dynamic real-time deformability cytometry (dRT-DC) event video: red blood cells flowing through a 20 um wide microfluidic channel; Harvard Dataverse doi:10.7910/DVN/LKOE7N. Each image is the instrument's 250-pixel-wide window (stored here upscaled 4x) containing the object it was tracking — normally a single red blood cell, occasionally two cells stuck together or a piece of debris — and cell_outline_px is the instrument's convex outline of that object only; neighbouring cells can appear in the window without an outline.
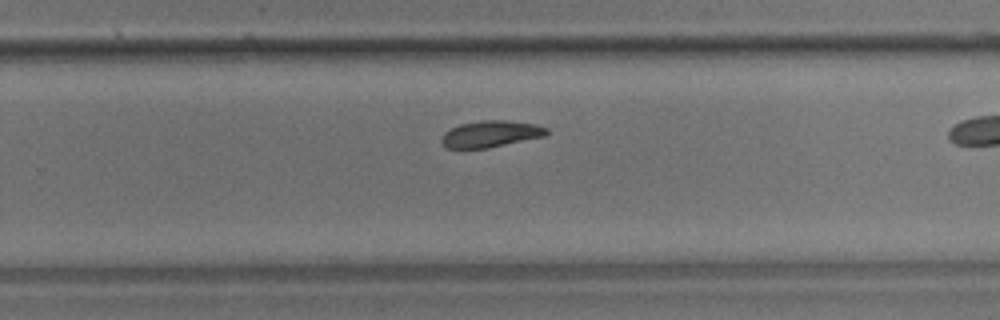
{"species": "common noctule bat (a hibernating species)", "species_latin": "Nyctalus noctula", "temperature_condition": "room temperature", "stored_images_in_passage": 26, "camera_frame_rate_fps": 3000, "um_per_image_px": 0.085, "animal": {"sex": "male", "body_mass_g": 17.9}, "frame": {"image": 1, "passage_image": 19, "time_ms": 6.0, "image_size_px": [1000, 320], "cell_outline_px": [[548, 132], [544, 136], [488, 148], [448, 148], [440, 140], [444, 132], [460, 124], [480, 120], [504, 120], [536, 124], [548, 128]], "centroid_in_image_um": [41.71, 11.37], "position_along_channel_um": 288.1, "area_um2": 16.13}}
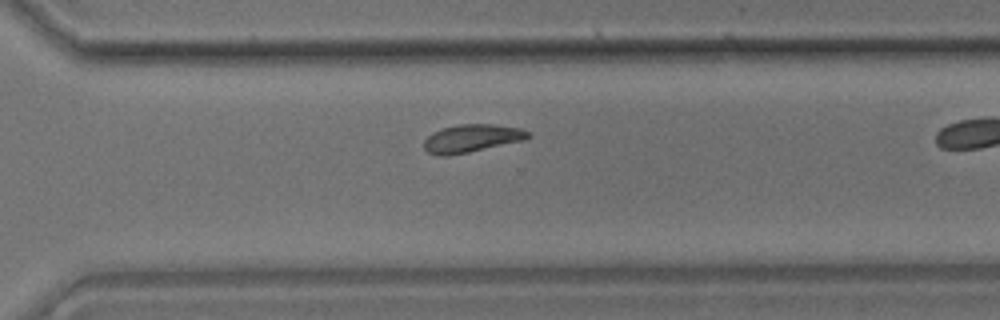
{"frame": {"image": 2, "passage_image": 22, "time_ms": 7.0, "image_size_px": [1000, 320], "cell_outline_px": [[532, 136], [524, 140], [468, 152], [448, 156], [436, 156], [428, 152], [424, 148], [424, 140], [432, 132], [444, 128], [460, 124], [496, 124], [520, 128], [528, 132]], "centroid_in_image_um": [40.08, 11.76], "position_along_channel_um": 330.5, "area_um2": 16.88}}